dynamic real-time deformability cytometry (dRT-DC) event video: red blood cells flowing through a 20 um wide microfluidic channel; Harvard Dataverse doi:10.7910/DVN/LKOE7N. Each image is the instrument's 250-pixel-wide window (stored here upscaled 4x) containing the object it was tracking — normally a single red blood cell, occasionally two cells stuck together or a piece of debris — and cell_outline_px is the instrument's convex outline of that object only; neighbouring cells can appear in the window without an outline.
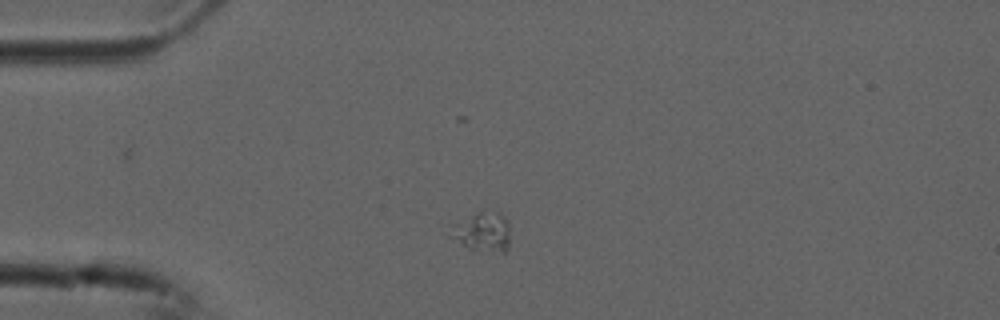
{"species": "common noctule bat (a hibernating species)", "species_latin": "Nyctalus noctula", "temperature_condition": "cold", "stored_images_in_passage": 4, "camera_frame_rate_fps": 3000, "um_per_image_px": 0.085, "animal": {"sex": "male", "forearm_length_mm": 52.5}, "frame": {"image": 1, "passage_image": 1, "time_ms": 0.0, "image_size_px": [1000, 320], "cell_outline_px": [[508, 248], [504, 252], [500, 252], [472, 248], [448, 236], [452, 224], [480, 212], [500, 212], [508, 220]], "centroid_in_image_um": [41.02, 19.69], "position_along_channel_um": 44.0, "area_um2": 13.18}}
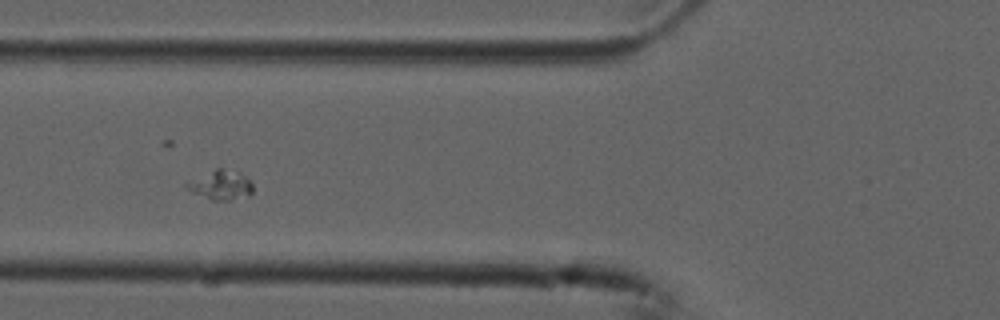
{"frame": {"image": 2, "passage_image": 3, "time_ms": 0.667, "image_size_px": [1000, 320], "cell_outline_px": [[252, 192], [248, 196], [228, 200], [212, 200], [192, 192], [184, 188], [184, 184], [216, 168], [220, 168], [240, 172], [252, 180]], "centroid_in_image_um": [18.79, 15.73], "position_along_channel_um": 107.0, "area_um2": 11.27}}
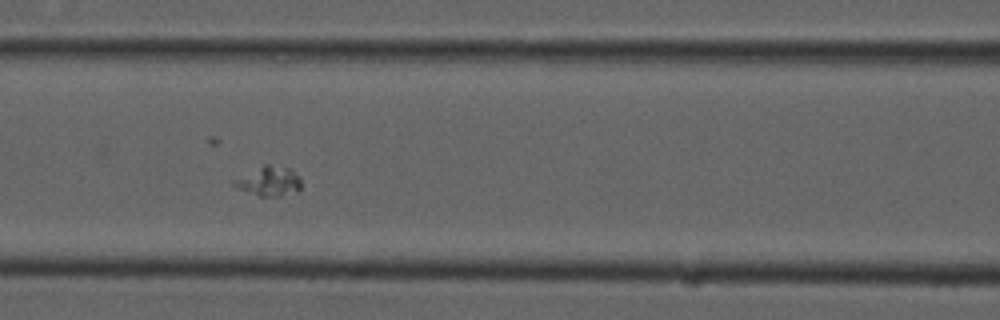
{"frame": {"image": 3, "passage_image": 4, "time_ms": 1.0, "image_size_px": [1000, 320], "cell_outline_px": [[300, 192], [280, 196], [260, 196], [236, 188], [232, 184], [232, 180], [264, 164], [268, 164], [288, 168], [300, 176]], "centroid_in_image_um": [22.87, 15.41], "position_along_channel_um": 143.7, "area_um2": 11.62}}